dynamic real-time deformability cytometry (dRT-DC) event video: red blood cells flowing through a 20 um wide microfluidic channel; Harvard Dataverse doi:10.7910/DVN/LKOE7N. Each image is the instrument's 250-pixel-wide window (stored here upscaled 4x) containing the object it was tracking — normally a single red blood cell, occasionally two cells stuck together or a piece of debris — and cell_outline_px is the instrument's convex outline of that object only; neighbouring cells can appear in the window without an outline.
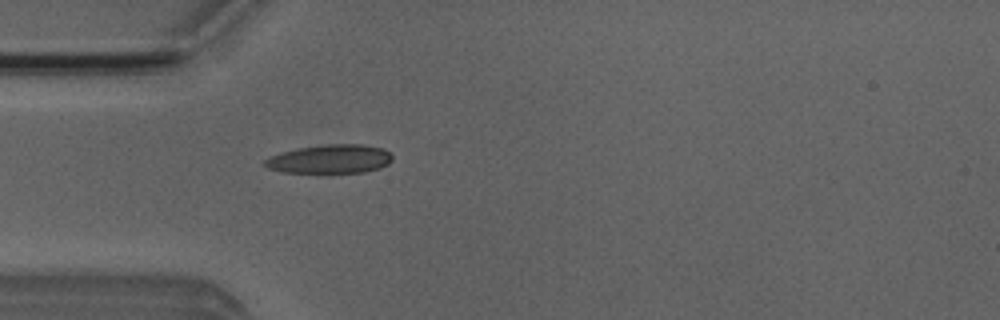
{"species": "Egyptian fruit bat (a non-hibernating species)", "species_latin": "Rousettus aegyptiacus", "temperature_condition": "room temperature", "stored_images_in_passage": 1, "camera_frame_rate_fps": 3000, "um_per_image_px": 0.085, "animal": {"sex": "male"}, "frame": {"image": 1, "passage_image": 1, "time_ms": 0.0, "image_size_px": [1000, 320], "cell_outline_px": [[392, 160], [388, 164], [380, 168], [364, 172], [284, 172], [268, 168], [264, 164], [264, 160], [268, 156], [300, 148], [328, 144], [364, 144], [384, 148], [392, 156]], "centroid_in_image_um": [28.09, 13.51], "position_along_channel_um": 56.9, "area_um2": 21.21}}